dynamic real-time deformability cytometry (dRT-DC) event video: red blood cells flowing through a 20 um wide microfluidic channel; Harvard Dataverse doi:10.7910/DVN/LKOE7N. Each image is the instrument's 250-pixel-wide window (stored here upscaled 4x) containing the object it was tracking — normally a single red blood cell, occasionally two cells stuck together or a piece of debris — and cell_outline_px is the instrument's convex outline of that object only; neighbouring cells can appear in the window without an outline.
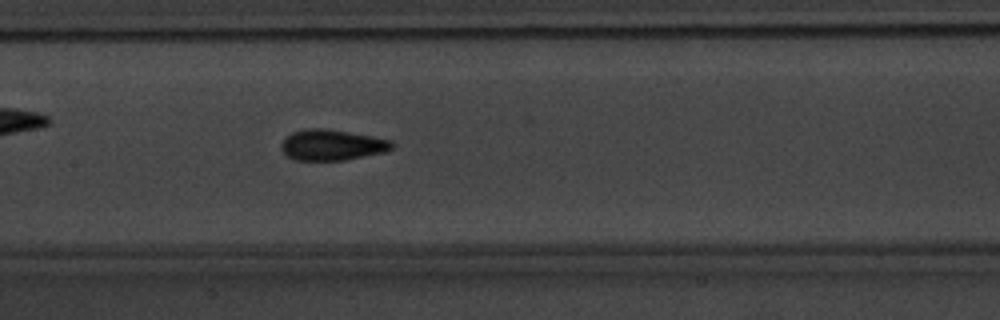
{"species": "common noctule bat (a hibernating species)", "species_latin": "Nyctalus noctula", "temperature_condition": "warm", "stored_images_in_passage": 53, "camera_frame_rate_fps": 3000, "um_per_image_px": 0.085, "animal": {"sex": "male", "body_mass_g": 20.1, "forearm_length_mm": 53.5}, "frame": {"image": 1, "passage_image": 26, "time_ms": 8.333, "image_size_px": [1000, 320], "cell_outline_px": [[396, 148], [384, 152], [344, 160], [296, 160], [288, 156], [280, 148], [280, 144], [292, 132], [304, 128], [324, 128], [372, 136], [392, 140], [396, 144]], "centroid_in_image_um": [28.26, 12.31], "position_along_channel_um": 179.1, "area_um2": 19.94}}
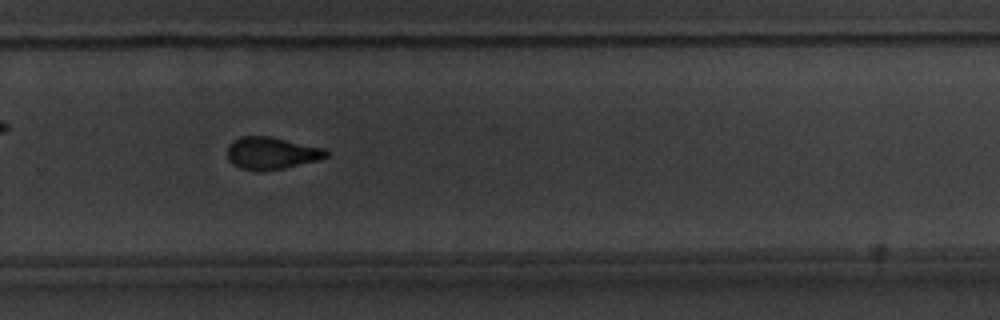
{"frame": {"image": 2, "passage_image": 36, "time_ms": 11.667, "image_size_px": [1000, 320], "cell_outline_px": [[328, 156], [320, 160], [284, 168], [264, 172], [256, 172], [240, 168], [232, 164], [228, 160], [228, 148], [240, 136], [272, 136], [324, 148], [328, 152]], "centroid_in_image_um": [23.1, 13.04], "position_along_channel_um": 306.7, "area_um2": 18.79}}
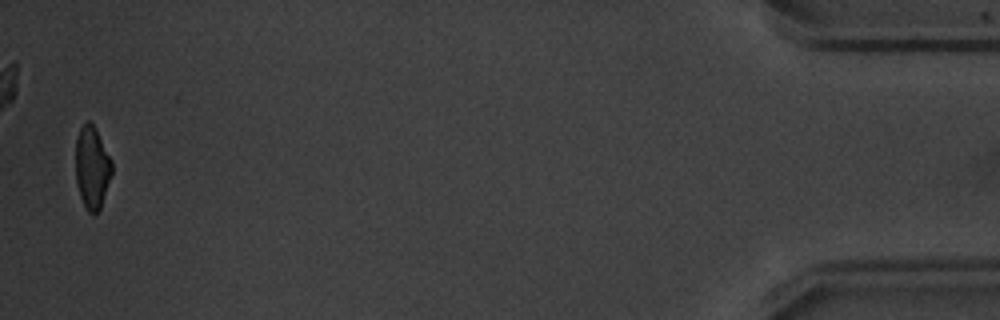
{"frame": {"image": 3, "passage_image": 52, "time_ms": 17.0, "image_size_px": [1000, 320], "cell_outline_px": [[112, 172], [100, 208], [96, 212], [88, 212], [80, 196], [76, 184], [76, 140], [80, 128], [88, 120], [96, 128], [112, 160]], "centroid_in_image_um": [7.82, 14.21], "position_along_channel_um": 427.4, "area_um2": 17.22}, "authors_computed_cell_mechanics": {"area_um2": 18.7272, "velocity_mm_per_s": 3.8438, "shape_relaxation_time_tau1_ms": 3.5137, "shape_relaxation_time_tau2_ms": 0.7654, "deformation_change_tau1": 0.1509, "deformation_change_tau2": 0.0638}}